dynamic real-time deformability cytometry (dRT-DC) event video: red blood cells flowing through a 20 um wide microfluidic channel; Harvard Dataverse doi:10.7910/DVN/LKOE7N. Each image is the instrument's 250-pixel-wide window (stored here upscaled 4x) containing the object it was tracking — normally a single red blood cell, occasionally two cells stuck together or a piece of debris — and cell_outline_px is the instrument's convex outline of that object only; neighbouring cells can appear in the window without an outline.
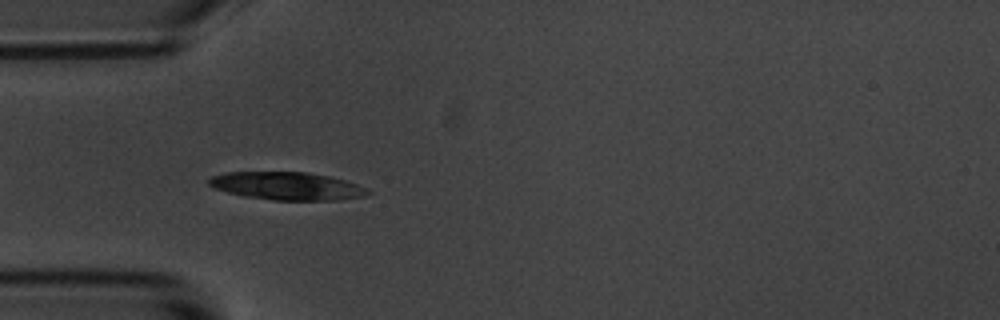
{"species": "common noctule bat (a hibernating species)", "species_latin": "Nyctalus noctula", "temperature_condition": "room temperature", "stored_images_in_passage": 5, "camera_frame_rate_fps": 3000, "um_per_image_px": 0.085, "animal": {"sex": "male", "body_mass_g": 20.1, "forearm_length_mm": 53.5}, "frame": {"image": 1, "passage_image": 4, "time_ms": 3.667, "image_size_px": [1000, 320], "cell_outline_px": [[372, 192], [364, 196], [336, 200], [272, 200], [244, 196], [228, 192], [216, 188], [208, 184], [208, 180], [212, 176], [228, 172], [308, 172], [328, 176], [344, 180], [356, 184]], "centroid_in_image_um": [24.39, 15.81], "position_along_channel_um": 60.6, "area_um2": 25.55}}